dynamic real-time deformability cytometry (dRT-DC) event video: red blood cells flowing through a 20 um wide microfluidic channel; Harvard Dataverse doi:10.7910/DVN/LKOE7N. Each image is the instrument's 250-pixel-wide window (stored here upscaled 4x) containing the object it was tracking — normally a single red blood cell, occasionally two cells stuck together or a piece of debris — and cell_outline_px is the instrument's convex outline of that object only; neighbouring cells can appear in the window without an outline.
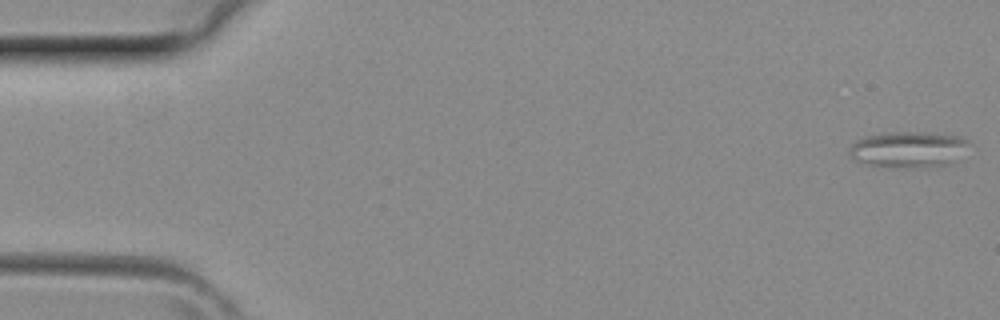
{"species": "common noctule bat (a hibernating species)", "species_latin": "Nyctalus noctula", "temperature_condition": "room temperature", "stored_images_in_passage": 4, "camera_frame_rate_fps": 3000, "um_per_image_px": 0.085, "animal": {"sex": "female", "body_mass_g": 29.2, "forearm_length_mm": 56.3}, "frame": {"image": 1, "passage_image": 1, "time_ms": 0.0, "image_size_px": [1000, 320], "cell_outline_px": [[972, 144], [948, 164], [936, 168], [924, 168], [868, 164], [852, 160], [848, 156], [848, 148], [856, 140], [880, 132], [928, 132], [960, 136], [968, 140]], "centroid_in_image_um": [77.2, 12.69], "position_along_channel_um": 7.8, "area_um2": 25.37}}
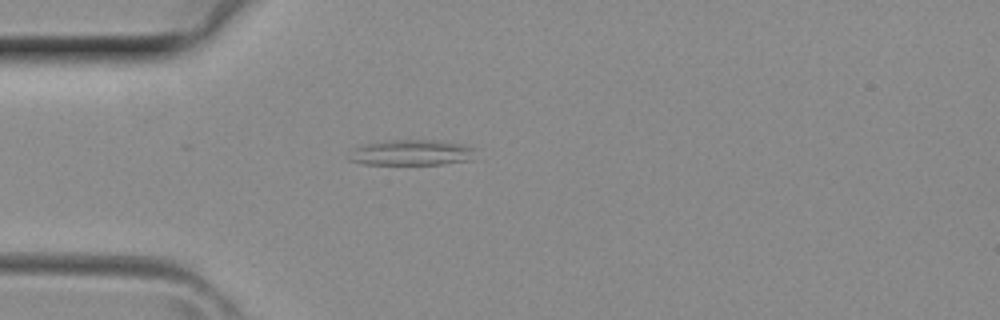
{"frame": {"image": 2, "passage_image": 4, "time_ms": 1.0, "image_size_px": [1000, 320], "cell_outline_px": [[480, 148], [476, 160], [444, 164], [364, 164], [348, 160], [352, 148], [364, 144], [384, 140], [436, 140], [468, 144]], "centroid_in_image_um": [35.14, 12.96], "position_along_channel_um": 49.9, "area_um2": 19.71}}